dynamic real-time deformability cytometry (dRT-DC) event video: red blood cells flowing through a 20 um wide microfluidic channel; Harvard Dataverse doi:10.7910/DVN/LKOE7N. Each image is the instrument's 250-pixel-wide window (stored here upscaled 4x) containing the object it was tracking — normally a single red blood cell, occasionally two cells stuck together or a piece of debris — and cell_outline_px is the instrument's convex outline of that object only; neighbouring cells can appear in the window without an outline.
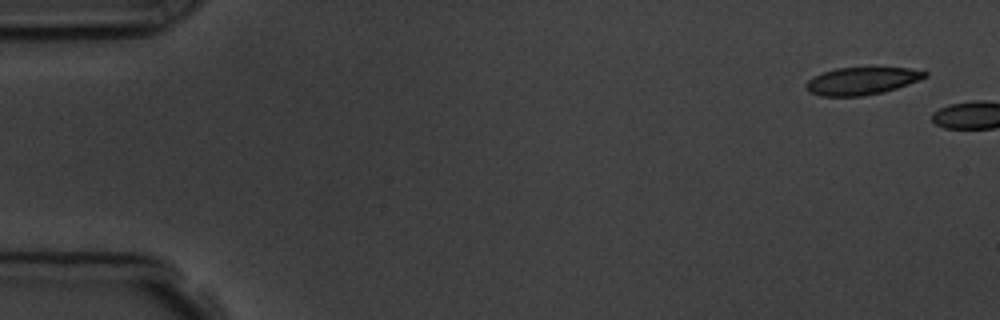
{"species": "common noctule bat (a hibernating species)", "species_latin": "Nyctalus noctula", "temperature_condition": "room temperature", "stored_images_in_passage": 5, "segment_of_instrument_passage": [2, 2], "camera_frame_rate_fps": 3000, "um_per_image_px": 0.085, "animal": {"sex": "male", "body_mass_g": 19.5, "forearm_length_mm": 54.6}, "frame": {"image": 1, "passage_image": 5, "time_ms": 4.667, "image_size_px": [1000, 320], "cell_outline_px": [[928, 76], [908, 84], [884, 92], [860, 96], [820, 96], [808, 92], [804, 88], [804, 84], [812, 76], [836, 68], [908, 68], [928, 72]], "centroid_in_image_um": [73.19, 6.89], "position_along_channel_um": 11.8, "area_um2": 19.02}}